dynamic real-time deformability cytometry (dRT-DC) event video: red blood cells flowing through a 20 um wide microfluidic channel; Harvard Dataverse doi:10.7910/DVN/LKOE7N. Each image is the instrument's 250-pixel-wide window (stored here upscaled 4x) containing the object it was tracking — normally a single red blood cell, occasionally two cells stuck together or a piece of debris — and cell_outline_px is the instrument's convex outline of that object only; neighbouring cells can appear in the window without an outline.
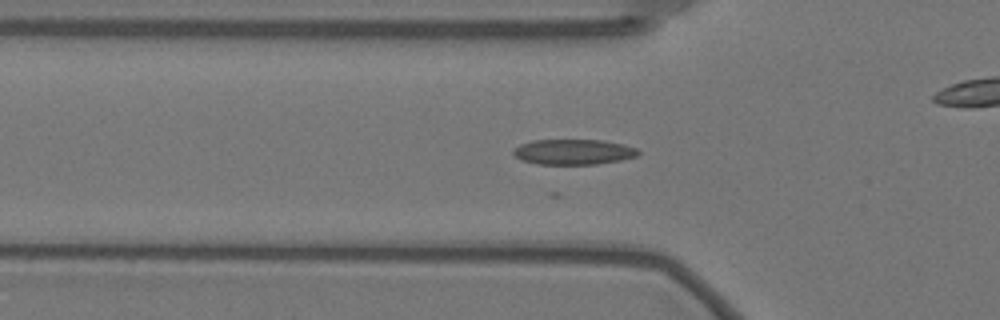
{"species": "Egyptian fruit bat (a non-hibernating species)", "species_latin": "Rousettus aegyptiacus", "temperature_condition": "warm", "stored_images_in_passage": 38, "camera_frame_rate_fps": 3000, "um_per_image_px": 0.085, "animal": {"sex": "female"}, "frame": {"image": 1, "passage_image": 19, "time_ms": 6.0, "image_size_px": [1000, 320], "cell_outline_px": [[640, 152], [636, 156], [620, 160], [596, 164], [536, 164], [520, 160], [512, 152], [520, 144], [532, 140], [604, 140], [624, 144], [636, 148]], "centroid_in_image_um": [48.74, 12.91], "position_along_channel_um": 77.1, "area_um2": 18.44}}
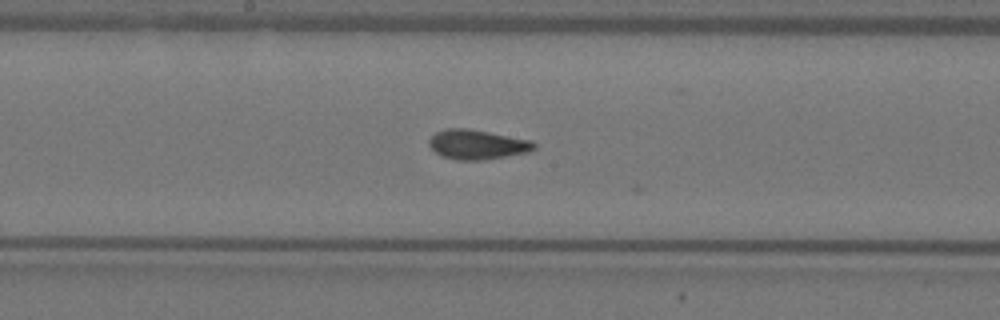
{"frame": {"image": 2, "passage_image": 30, "time_ms": 9.667, "image_size_px": [1000, 320], "cell_outline_px": [[536, 148], [528, 152], [480, 160], [456, 160], [444, 156], [436, 152], [428, 144], [428, 140], [436, 132], [444, 128], [468, 128], [532, 140], [536, 144]], "centroid_in_image_um": [40.56, 12.27], "position_along_channel_um": 207.6, "area_um2": 18.03}}
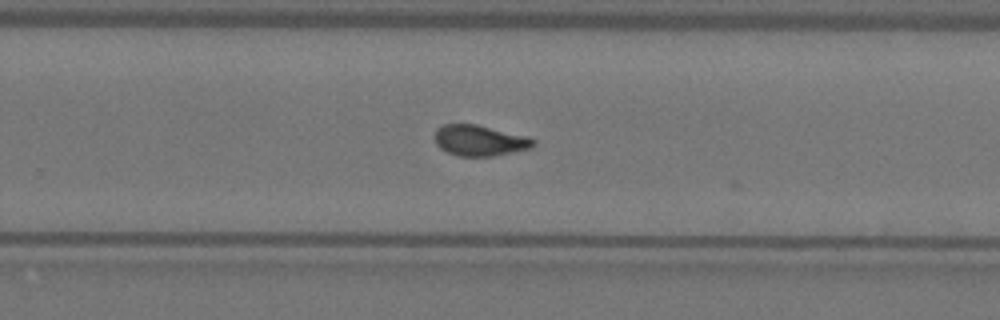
{"frame": {"image": 3, "passage_image": 37, "time_ms": 12.0, "image_size_px": [1000, 320], "cell_outline_px": [[536, 144], [532, 148], [492, 156], [456, 156], [440, 148], [436, 144], [436, 128], [444, 124], [476, 124], [528, 136], [536, 140]], "centroid_in_image_um": [40.8, 11.94], "position_along_channel_um": 289.0, "area_um2": 17.74}}